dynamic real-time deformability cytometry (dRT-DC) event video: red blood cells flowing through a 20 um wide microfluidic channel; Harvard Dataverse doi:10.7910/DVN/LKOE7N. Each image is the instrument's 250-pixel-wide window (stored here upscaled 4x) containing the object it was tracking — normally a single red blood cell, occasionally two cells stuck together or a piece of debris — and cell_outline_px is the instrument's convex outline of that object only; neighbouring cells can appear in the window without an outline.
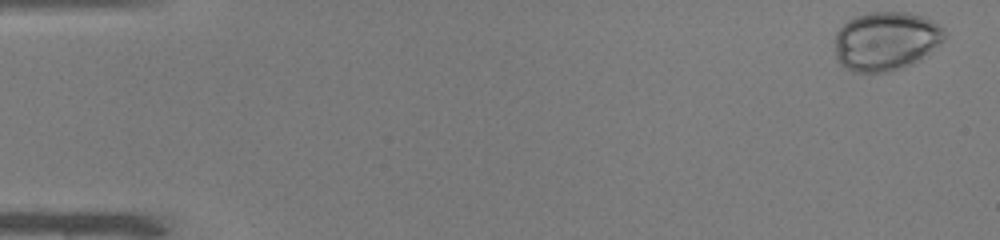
{"species": "common noctule bat (a hibernating species)", "species_latin": "Nyctalus noctula", "temperature_condition": "warm", "stored_images_in_passage": 49, "camera_frame_rate_fps": 3000, "um_per_image_px": 0.085, "animal": {"sex": "male", "body_mass_g": 19.0, "forearm_length_mm": 50.8}, "frame": {"image": 1, "passage_image": 1, "time_ms": 0.0, "image_size_px": [1000, 240], "cell_outline_px": [[944, 40], [920, 56], [900, 68], [884, 72], [856, 72], [844, 68], [836, 60], [836, 32], [852, 16], [872, 12], [908, 12], [924, 16], [932, 20], [944, 28]], "centroid_in_image_um": [75.24, 3.45], "position_along_channel_um": 9.8, "area_um2": 37.05}}
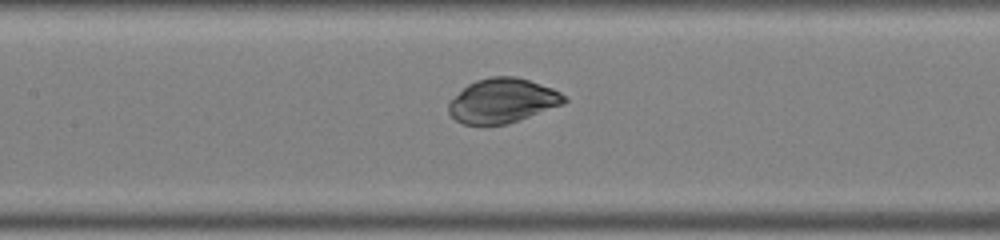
{"frame": {"image": 2, "passage_image": 23, "time_ms": 7.333, "image_size_px": [1000, 240], "cell_outline_px": [[568, 100], [564, 104], [508, 124], [464, 124], [456, 120], [448, 112], [448, 104], [468, 84], [476, 80], [492, 76], [516, 76], [552, 88], [560, 92]], "centroid_in_image_um": [42.73, 8.56], "position_along_channel_um": 164.7, "area_um2": 29.65}}
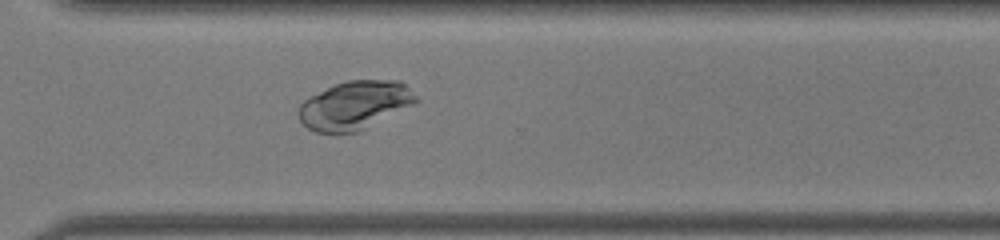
{"frame": {"image": 3, "passage_image": 36, "time_ms": 11.667, "image_size_px": [1000, 240], "cell_outline_px": [[420, 100], [416, 104], [356, 132], [316, 132], [308, 128], [300, 120], [296, 112], [300, 104], [304, 100], [336, 84], [348, 80], [400, 80]], "centroid_in_image_um": [30.17, 8.94], "position_along_channel_um": 340.4, "area_um2": 32.77}}